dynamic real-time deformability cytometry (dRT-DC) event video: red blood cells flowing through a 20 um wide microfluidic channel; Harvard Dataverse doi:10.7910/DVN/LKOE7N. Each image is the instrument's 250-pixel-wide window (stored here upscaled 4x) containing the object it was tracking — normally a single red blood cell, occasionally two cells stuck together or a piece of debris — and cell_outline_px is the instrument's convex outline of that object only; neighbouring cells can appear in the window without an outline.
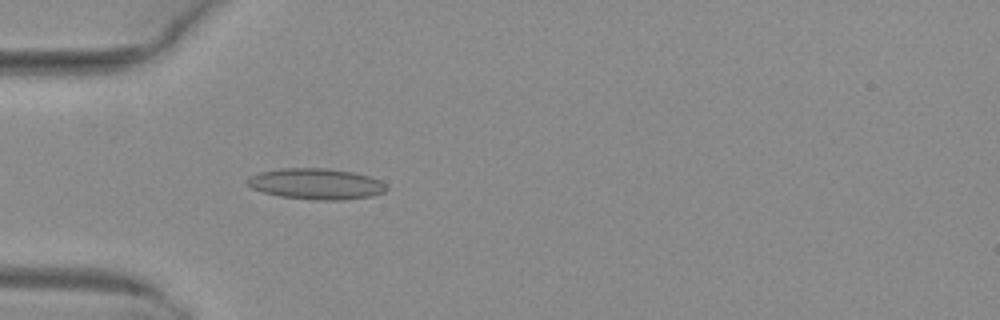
{"species": "common noctule bat (a hibernating species)", "species_latin": "Nyctalus noctula", "temperature_condition": "warm", "stored_images_in_passage": 36, "camera_frame_rate_fps": 3000, "um_per_image_px": 0.085, "animal": {"sex": "female", "body_mass_g": 29.2, "forearm_length_mm": 56.3}, "frame": {"image": 1, "passage_image": 4, "time_ms": 1.0, "image_size_px": [1000, 320], "cell_outline_px": [[388, 188], [384, 192], [372, 196], [340, 200], [316, 200], [280, 196], [264, 192], [252, 188], [244, 180], [248, 176], [260, 172], [280, 168], [324, 168], [352, 172], [368, 176], [380, 180]], "centroid_in_image_um": [26.84, 15.63], "position_along_channel_um": 58.2, "area_um2": 25.03}}
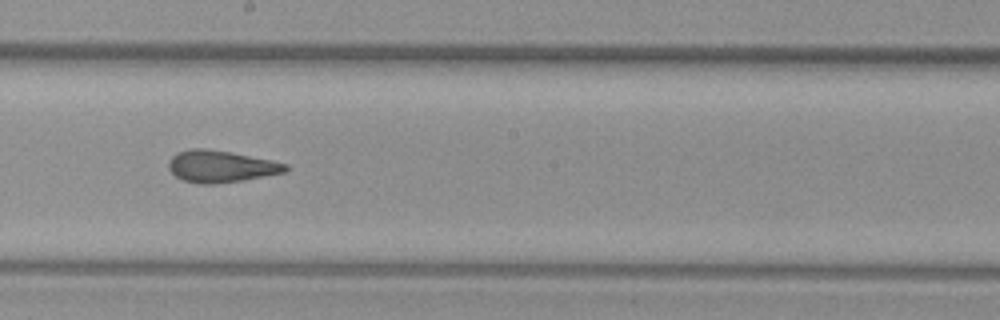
{"frame": {"image": 2, "passage_image": 17, "time_ms": 5.333, "image_size_px": [1000, 320], "cell_outline_px": [[288, 168], [284, 172], [244, 180], [212, 184], [196, 184], [184, 180], [176, 176], [168, 168], [168, 160], [176, 152], [192, 148], [204, 148], [232, 152], [288, 164]], "centroid_in_image_um": [18.73, 14.14], "position_along_channel_um": 229.5, "area_um2": 21.68}}
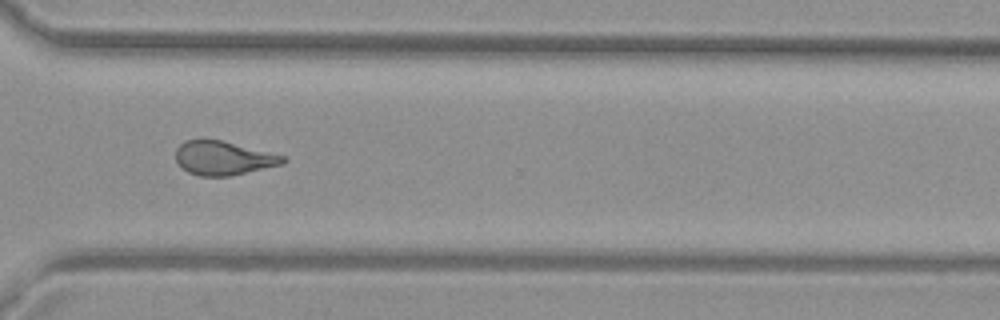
{"frame": {"image": 3, "passage_image": 26, "time_ms": 8.333, "image_size_px": [1000, 320], "cell_outline_px": [[288, 160], [284, 164], [232, 176], [200, 176], [188, 172], [176, 160], [176, 148], [184, 140], [204, 136], [284, 156]], "centroid_in_image_um": [18.96, 13.41], "position_along_channel_um": 351.6, "area_um2": 21.5}, "authors_computed_cell_mechanics": {"area_um2": 21.8773, "velocity_mm_per_s": 4.0826, "shape_relaxation_time_tau1_ms": null, "shape_relaxation_time_tau2_ms": 1.7765, "deformation_change_tau1": null, "deformation_change_tau2": 0.1041}}